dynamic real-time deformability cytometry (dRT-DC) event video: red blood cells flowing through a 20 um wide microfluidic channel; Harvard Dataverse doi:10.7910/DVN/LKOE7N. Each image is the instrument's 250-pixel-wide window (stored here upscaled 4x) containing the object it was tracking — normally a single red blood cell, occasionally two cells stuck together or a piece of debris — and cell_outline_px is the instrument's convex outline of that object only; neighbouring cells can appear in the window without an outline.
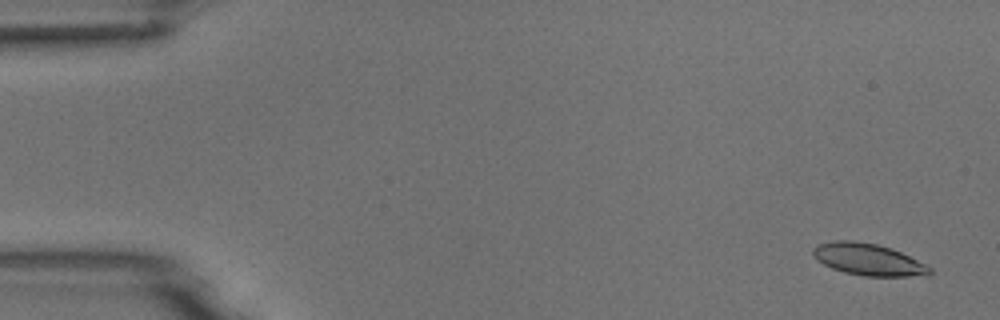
{"species": "common noctule bat (a hibernating species)", "species_latin": "Nyctalus noctula", "temperature_condition": "room temperature", "stored_images_in_passage": 56, "camera_frame_rate_fps": 3000, "um_per_image_px": 0.085, "animal": {"sex": "male", "body_mass_g": 18.8}, "frame": {"image": 1, "passage_image": 3, "time_ms": 0.667, "image_size_px": [1000, 320], "cell_outline_px": [[932, 272], [928, 276], [864, 276], [844, 272], [832, 268], [816, 260], [812, 256], [812, 248], [816, 244], [832, 240], [856, 240], [876, 244], [892, 248], [932, 268]], "centroid_in_image_um": [73.75, 22.04], "position_along_channel_um": 11.2, "area_um2": 21.85}}
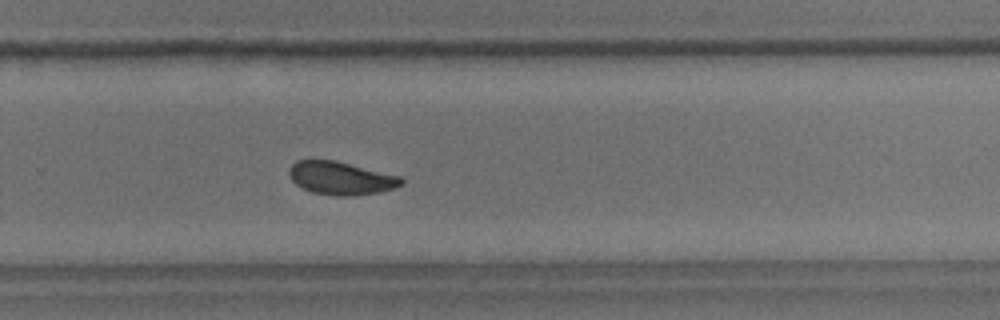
{"frame": {"image": 2, "passage_image": 37, "time_ms": 12.0, "image_size_px": [1000, 320], "cell_outline_px": [[404, 184], [392, 188], [376, 192], [344, 196], [340, 196], [312, 192], [296, 184], [288, 176], [288, 168], [296, 160], [332, 160], [400, 176], [404, 180]], "centroid_in_image_um": [28.93, 15.13], "position_along_channel_um": 300.9, "area_um2": 21.21}}
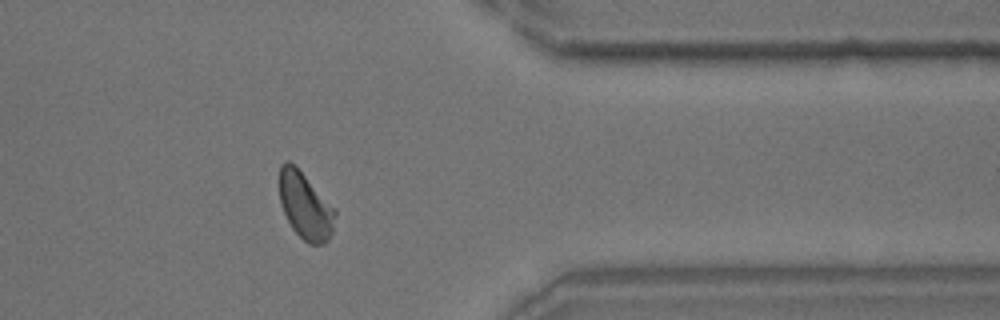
{"frame": {"image": 3, "passage_image": 45, "time_ms": 14.667, "image_size_px": [1000, 320], "cell_outline_px": [[336, 216], [332, 232], [328, 240], [324, 244], [308, 244], [292, 228], [284, 212], [280, 200], [280, 164], [284, 160], [288, 160], [304, 176], [336, 212]], "centroid_in_image_um": [25.93, 17.54], "position_along_channel_um": 385.5, "area_um2": 20.87}, "authors_computed_cell_mechanics": {"area_um2": 21.7039, "velocity_mm_per_s": 3.6979, "shape_relaxation_time_tau1_ms": 3.0843, "shape_relaxation_time_tau2_ms": 2.3334, "deformation_change_tau1": 0.0978, "deformation_change_tau2": 0.0727}}